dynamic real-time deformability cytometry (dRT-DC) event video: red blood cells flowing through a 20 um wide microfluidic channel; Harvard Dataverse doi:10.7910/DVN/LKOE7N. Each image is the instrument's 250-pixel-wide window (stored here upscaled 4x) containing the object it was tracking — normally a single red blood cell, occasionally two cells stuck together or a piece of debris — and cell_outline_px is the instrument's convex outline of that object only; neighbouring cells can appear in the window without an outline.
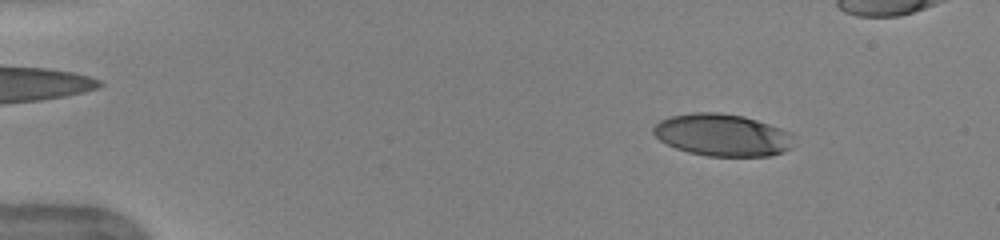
{"species": "human", "species_latin": "Homo sapiens", "temperature_condition": "warm", "stored_images_in_passage": 47, "camera_frame_rate_fps": 3000, "um_per_image_px": 0.085, "donor": {"sex": "female"}, "frame": {"image": 1, "passage_image": 7, "time_ms": 2.0, "image_size_px": [1000, 240], "cell_outline_px": [[792, 148], [784, 152], [768, 156], [708, 156], [688, 152], [676, 148], [660, 140], [652, 132], [652, 128], [660, 120], [672, 116], [696, 112], [720, 112], [744, 116], [792, 132]], "centroid_in_image_um": [61.41, 11.48], "position_along_channel_um": 23.6, "area_um2": 34.51}}
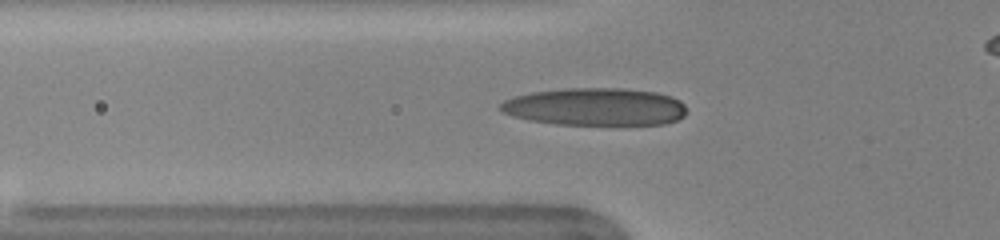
{"frame": {"image": 2, "passage_image": 18, "time_ms": 5.667, "image_size_px": [1000, 240], "cell_outline_px": [[684, 116], [676, 120], [664, 124], [556, 124], [528, 120], [512, 116], [504, 112], [500, 108], [500, 104], [504, 100], [516, 96], [532, 92], [564, 88], [620, 88], [656, 92], [672, 96], [680, 100], [684, 104]], "centroid_in_image_um": [50.59, 9.07], "position_along_channel_um": 75.2, "area_um2": 40.63}}
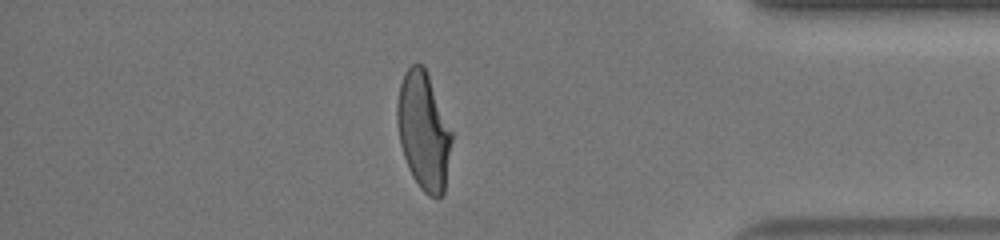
{"frame": {"image": 3, "passage_image": 44, "time_ms": 14.333, "image_size_px": [1000, 240], "cell_outline_px": [[452, 140], [444, 192], [440, 196], [428, 196], [420, 188], [412, 176], [408, 168], [400, 144], [396, 120], [396, 104], [400, 84], [404, 72], [412, 64], [420, 64], [424, 68], [428, 76], [452, 132]], "centroid_in_image_um": [35.98, 11.15], "position_along_channel_um": 399.2, "area_um2": 36.99}, "authors_computed_cell_mechanics": {"area_um2": 37.3966, "velocity_mm_per_s": 4.0053, "shape_relaxation_time_tau1_ms": 3.9295, "shape_relaxation_time_tau2_ms": 0.7722, "deformation_change_tau1": 0.197, "deformation_change_tau2": 0.0722}}